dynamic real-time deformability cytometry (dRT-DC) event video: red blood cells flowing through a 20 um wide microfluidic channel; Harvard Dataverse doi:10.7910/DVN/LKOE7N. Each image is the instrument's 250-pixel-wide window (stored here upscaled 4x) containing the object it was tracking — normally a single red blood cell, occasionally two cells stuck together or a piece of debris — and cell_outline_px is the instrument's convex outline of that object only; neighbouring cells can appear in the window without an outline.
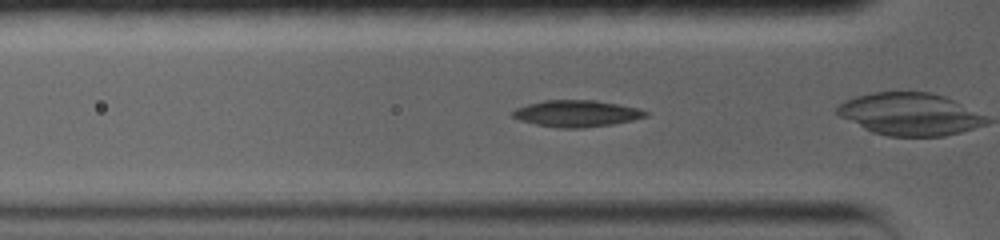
{"species": "common noctule bat (a hibernating species)", "species_latin": "Nyctalus noctula", "temperature_condition": "warm", "stored_images_in_passage": 38, "camera_frame_rate_fps": 5000, "um_per_image_px": 0.085, "animal": {"sex": "female", "body_mass_g": 19.0, "forearm_length_mm": 56.7}, "frame": {"image": 1, "passage_image": 3, "time_ms": 0.8, "image_size_px": [1000, 240], "cell_outline_px": [[648, 116], [632, 120], [612, 124], [584, 128], [556, 128], [536, 124], [520, 120], [512, 116], [512, 112], [516, 108], [528, 104], [544, 100], [596, 100], [640, 108], [648, 112]], "centroid_in_image_um": [49.03, 9.65], "position_along_channel_um": 76.8, "area_um2": 20.63}}
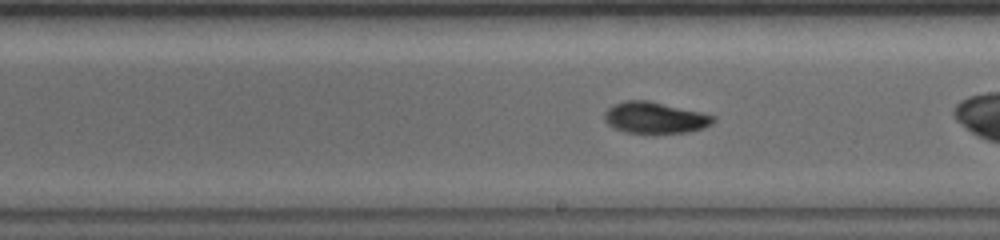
{"frame": {"image": 2, "passage_image": 20, "time_ms": 5.0, "image_size_px": [1000, 240], "cell_outline_px": [[716, 120], [712, 124], [704, 128], [688, 132], [652, 136], [624, 132], [608, 124], [604, 120], [604, 112], [608, 108], [616, 104], [628, 100], [648, 100], [700, 112], [716, 116]], "centroid_in_image_um": [55.69, 10.06], "position_along_channel_um": 233.3, "area_um2": 20.52}}
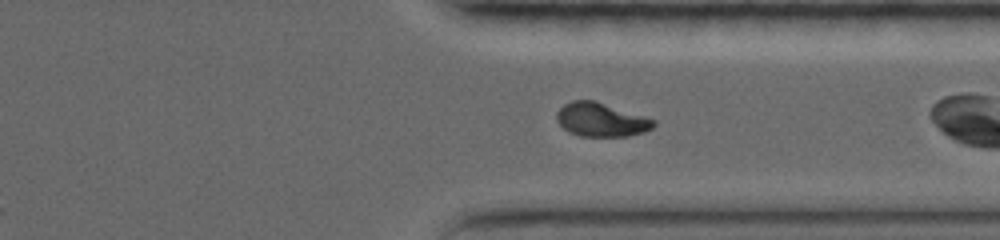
{"frame": {"image": 3, "passage_image": 34, "time_ms": 8.4, "image_size_px": [1000, 240], "cell_outline_px": [[656, 124], [652, 128], [644, 132], [628, 136], [580, 136], [568, 132], [556, 120], [556, 112], [564, 104], [572, 100], [596, 100], [656, 120]], "centroid_in_image_um": [51.09, 10.17], "position_along_channel_um": 360.3, "area_um2": 19.19}}